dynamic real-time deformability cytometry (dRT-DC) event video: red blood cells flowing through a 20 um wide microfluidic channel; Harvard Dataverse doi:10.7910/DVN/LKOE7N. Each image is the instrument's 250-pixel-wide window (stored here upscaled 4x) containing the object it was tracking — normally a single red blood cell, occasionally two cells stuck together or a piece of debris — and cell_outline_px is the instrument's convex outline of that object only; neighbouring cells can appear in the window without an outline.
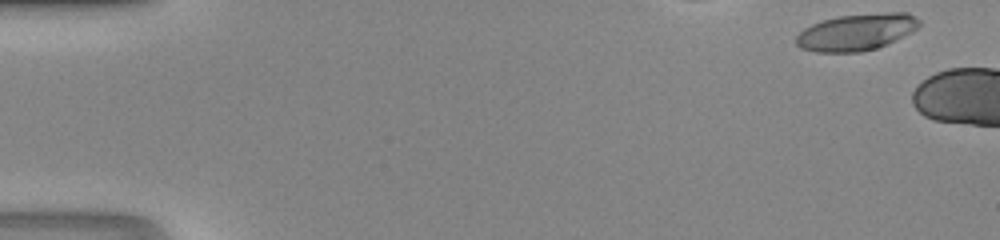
{"species": "human", "species_latin": "Homo sapiens", "temperature_condition": "room temperature", "stored_images_in_passage": 6, "camera_frame_rate_fps": 3000, "um_per_image_px": 0.085, "donor": {"sex": "male"}, "frame": {"image": 1, "passage_image": 1, "time_ms": 0.0, "image_size_px": [1000, 240], "cell_outline_px": [[920, 24], [912, 32], [888, 44], [876, 48], [860, 52], [816, 52], [800, 48], [796, 44], [796, 36], [804, 28], [812, 24], [836, 16], [888, 12], [908, 12], [920, 20]], "centroid_in_image_um": [72.81, 2.73], "position_along_channel_um": 12.2, "area_um2": 26.41}}